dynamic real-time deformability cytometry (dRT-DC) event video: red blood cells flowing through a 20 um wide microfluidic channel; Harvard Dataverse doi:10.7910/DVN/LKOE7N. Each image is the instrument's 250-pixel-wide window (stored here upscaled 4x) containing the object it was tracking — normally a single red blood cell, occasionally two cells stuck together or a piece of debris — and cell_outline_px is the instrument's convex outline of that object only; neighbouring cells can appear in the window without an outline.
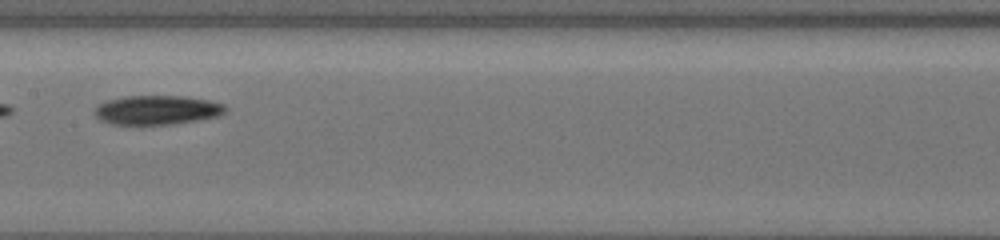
{"species": "common noctule bat (a hibernating species)", "species_latin": "Nyctalus noctula", "temperature_condition": "cold", "stored_images_in_passage": 9, "camera_frame_rate_fps": 3000, "um_per_image_px": 0.085, "animal": {"sex": "female", "body_mass_g": 19.5, "forearm_length_mm": 54.1}, "frame": {"image": 1, "passage_image": 8, "time_ms": 6.333, "image_size_px": [1000, 240], "cell_outline_px": [[228, 108], [224, 112], [216, 116], [196, 120], [172, 124], [140, 128], [112, 124], [100, 120], [96, 116], [96, 108], [100, 104], [108, 100], [124, 96], [180, 96], [208, 100], [224, 104]], "centroid_in_image_um": [13.3, 9.39], "position_along_channel_um": 194.1, "area_um2": 22.77}}